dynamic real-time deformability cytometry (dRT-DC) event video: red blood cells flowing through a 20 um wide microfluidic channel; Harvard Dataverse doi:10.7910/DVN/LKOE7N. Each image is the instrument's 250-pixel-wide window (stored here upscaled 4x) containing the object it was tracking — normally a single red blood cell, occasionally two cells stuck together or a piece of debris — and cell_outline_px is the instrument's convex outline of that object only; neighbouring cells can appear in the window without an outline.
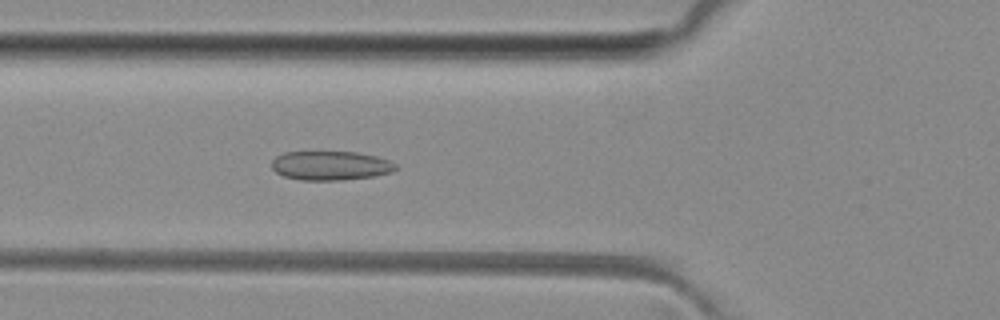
{"species": "common noctule bat (a hibernating species)", "species_latin": "Nyctalus noctula", "temperature_condition": "room temperature", "stored_images_in_passage": 18, "camera_frame_rate_fps": 3000, "um_per_image_px": 0.085, "animal": {"sex": "female", "body_mass_g": 29.2, "forearm_length_mm": 56.3}, "frame": {"image": 1, "passage_image": 8, "time_ms": 2.333, "image_size_px": [1000, 320], "cell_outline_px": [[396, 168], [392, 172], [376, 176], [344, 180], [300, 180], [284, 176], [276, 172], [272, 168], [272, 160], [276, 156], [284, 152], [356, 152], [376, 156], [388, 160], [396, 164]], "centroid_in_image_um": [28.1, 14.08], "position_along_channel_um": 97.7, "area_um2": 21.1}}
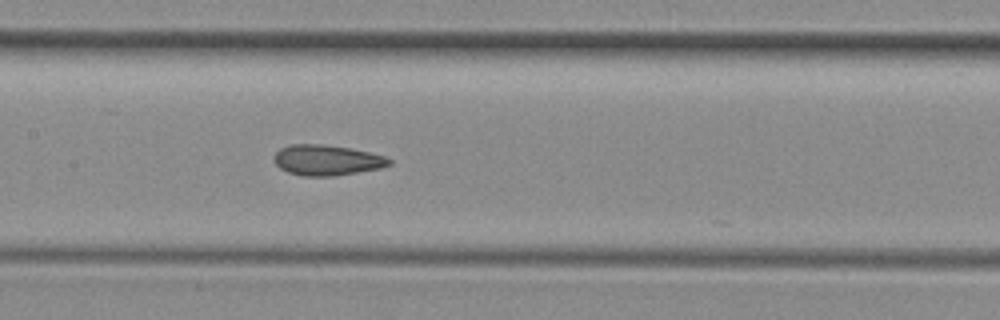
{"frame": {"image": 2, "passage_image": 14, "time_ms": 4.333, "image_size_px": [1000, 320], "cell_outline_px": [[392, 164], [380, 168], [336, 176], [304, 176], [288, 172], [280, 168], [276, 164], [276, 152], [280, 148], [292, 144], [324, 144], [352, 148], [384, 156], [392, 160]], "centroid_in_image_um": [27.81, 13.61], "position_along_channel_um": 179.6, "area_um2": 20.4}}
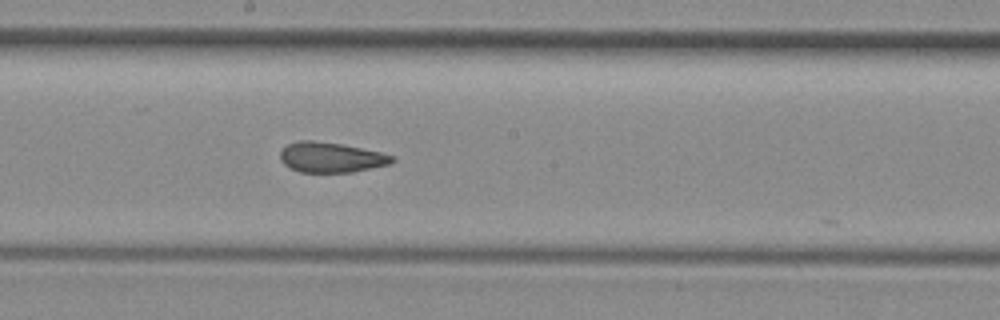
{"frame": {"image": 3, "passage_image": 17, "time_ms": 5.333, "image_size_px": [1000, 320], "cell_outline_px": [[396, 160], [392, 164], [352, 172], [300, 172], [284, 164], [280, 160], [280, 152], [288, 144], [300, 140], [312, 140], [340, 144], [380, 152], [396, 156]], "centroid_in_image_um": [28.17, 13.38], "position_along_channel_um": 220.0, "area_um2": 19.65}}